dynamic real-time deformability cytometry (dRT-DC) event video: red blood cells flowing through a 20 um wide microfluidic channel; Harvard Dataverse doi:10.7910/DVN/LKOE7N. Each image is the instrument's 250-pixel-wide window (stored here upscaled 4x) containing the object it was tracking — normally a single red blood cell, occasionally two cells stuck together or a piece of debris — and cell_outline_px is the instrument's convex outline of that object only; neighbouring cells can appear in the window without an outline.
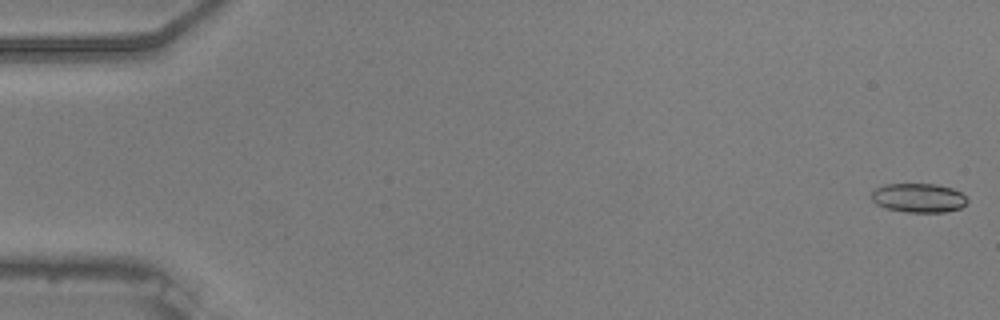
{"species": "common noctule bat (a hibernating species)", "species_latin": "Nyctalus noctula", "temperature_condition": "warm", "stored_images_in_passage": 20, "camera_frame_rate_fps": 3000, "um_per_image_px": 0.085, "animal": {"sex": "male", "body_mass_g": 20.5, "forearm_length_mm": 52.5}, "frame": {"image": 1, "passage_image": 1, "time_ms": 0.0, "image_size_px": [1000, 320], "cell_outline_px": [[968, 200], [960, 208], [944, 212], [908, 212], [884, 208], [876, 204], [872, 200], [872, 192], [876, 188], [884, 184], [936, 184], [952, 188], [960, 192]], "centroid_in_image_um": [78.05, 16.82], "position_along_channel_um": 6.9, "area_um2": 16.18}}
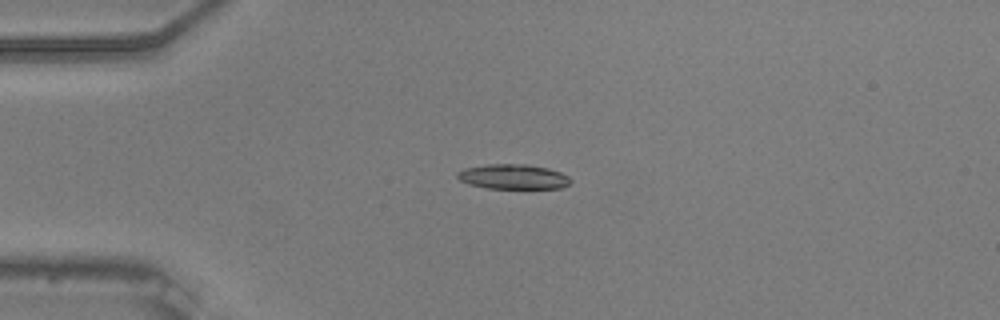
{"frame": {"image": 2, "passage_image": 14, "time_ms": 4.333, "image_size_px": [1000, 320], "cell_outline_px": [[572, 180], [568, 184], [560, 188], [488, 188], [468, 184], [460, 180], [456, 176], [456, 172], [464, 168], [488, 164], [528, 164], [548, 168], [560, 172], [568, 176]], "centroid_in_image_um": [43.6, 15.01], "position_along_channel_um": 41.4, "area_um2": 16.42}}
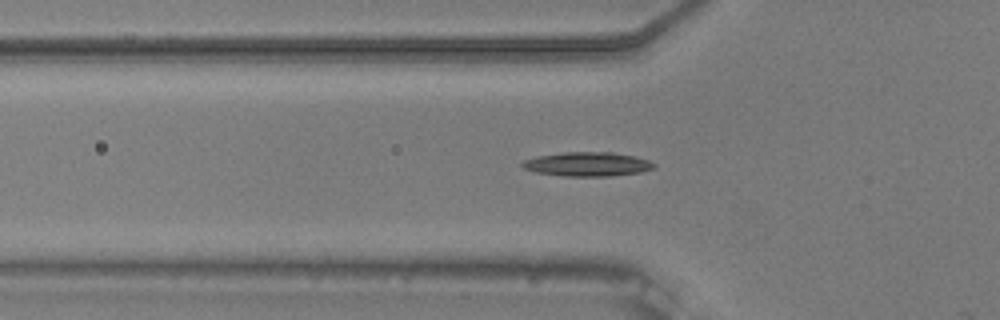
{"frame": {"image": 3, "passage_image": 19, "time_ms": 6.0, "image_size_px": [1000, 320], "cell_outline_px": [[656, 168], [640, 172], [612, 176], [564, 176], [536, 172], [524, 168], [520, 164], [524, 160], [536, 156], [564, 152], [612, 152], [636, 156], [648, 160], [656, 164]], "centroid_in_image_um": [49.96, 13.95], "position_along_channel_um": 75.8, "area_um2": 18.61}}